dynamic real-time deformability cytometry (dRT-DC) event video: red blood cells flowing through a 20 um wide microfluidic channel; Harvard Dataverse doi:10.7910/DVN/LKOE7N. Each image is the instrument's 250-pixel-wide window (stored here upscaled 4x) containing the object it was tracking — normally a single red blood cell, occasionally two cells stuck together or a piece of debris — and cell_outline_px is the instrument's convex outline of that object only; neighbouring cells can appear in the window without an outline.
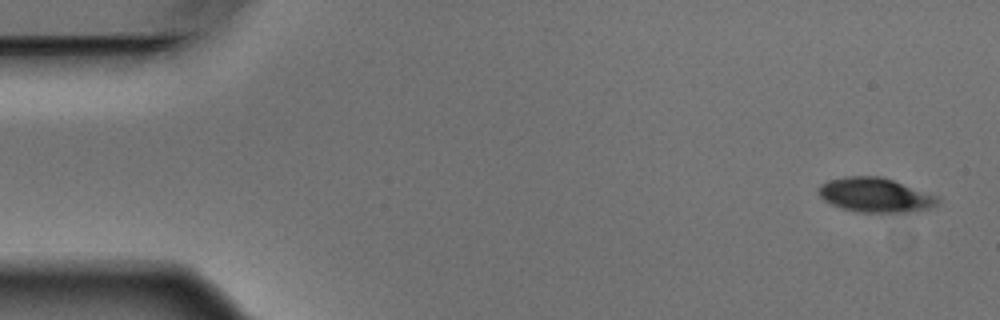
{"species": "Egyptian fruit bat (a non-hibernating species)", "species_latin": "Rousettus aegyptiacus", "temperature_condition": "warm", "stored_images_in_passage": 5, "camera_frame_rate_fps": 3000, "um_per_image_px": 0.085, "animal": {"sex": "male"}, "frame": {"image": 1, "passage_image": 1, "time_ms": 0.0, "image_size_px": [1000, 320], "cell_outline_px": [[940, 200], [936, 204], [928, 208], [908, 212], [856, 212], [840, 208], [824, 200], [820, 196], [820, 184], [828, 180], [844, 176], [880, 176], [940, 196]], "centroid_in_image_um": [74.4, 16.57], "position_along_channel_um": 10.6, "area_um2": 23.81}}
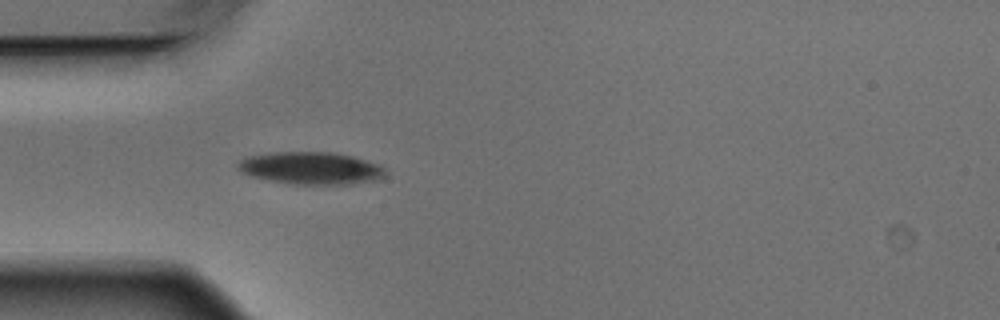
{"frame": {"image": 2, "passage_image": 5, "time_ms": 1.333, "image_size_px": [1000, 320], "cell_outline_px": [[388, 176], [380, 180], [352, 184], [292, 184], [252, 176], [240, 172], [236, 168], [236, 164], [240, 160], [248, 156], [272, 152], [332, 152], [352, 156], [376, 164], [384, 168], [388, 172]], "centroid_in_image_um": [26.46, 14.3], "position_along_channel_um": 58.5, "area_um2": 27.98}}